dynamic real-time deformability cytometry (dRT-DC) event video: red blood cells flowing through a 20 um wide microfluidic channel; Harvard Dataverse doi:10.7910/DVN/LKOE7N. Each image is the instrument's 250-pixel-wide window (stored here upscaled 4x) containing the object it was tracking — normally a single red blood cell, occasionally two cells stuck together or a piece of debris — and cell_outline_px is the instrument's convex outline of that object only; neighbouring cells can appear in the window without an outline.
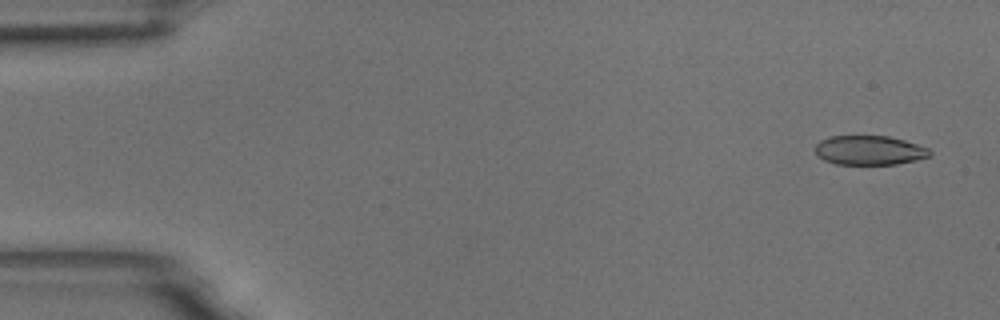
{"species": "common noctule bat (a hibernating species)", "species_latin": "Nyctalus noctula", "temperature_condition": "room temperature", "stored_images_in_passage": 5, "camera_frame_rate_fps": 3000, "um_per_image_px": 0.085, "animal": {"sex": "male", "body_mass_g": 18.8}, "frame": {"image": 1, "passage_image": 1, "time_ms": 0.0, "image_size_px": [1000, 320], "cell_outline_px": [[932, 156], [916, 160], [896, 164], [836, 164], [824, 160], [816, 156], [816, 144], [820, 140], [832, 136], [888, 136], [904, 140], [928, 148], [932, 152]], "centroid_in_image_um": [73.9, 12.78], "position_along_channel_um": 11.1, "area_um2": 19.59}}
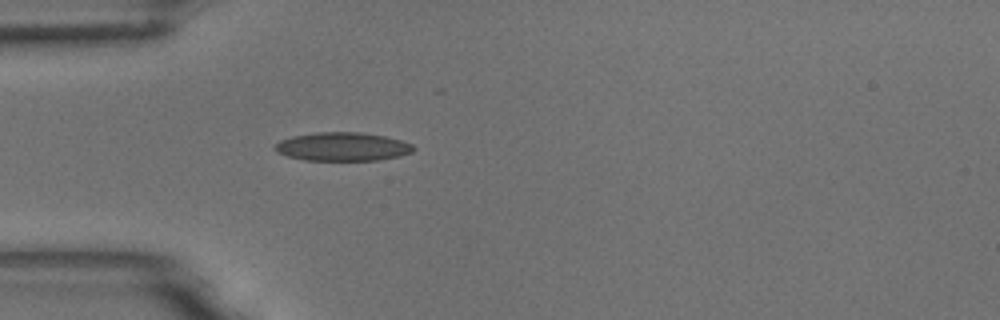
{"frame": {"image": 2, "passage_image": 5, "time_ms": 1.333, "image_size_px": [1000, 320], "cell_outline_px": [[416, 148], [412, 152], [400, 156], [380, 160], [304, 160], [288, 156], [276, 152], [272, 148], [280, 140], [292, 136], [316, 132], [360, 132], [384, 136], [400, 140], [412, 144]], "centroid_in_image_um": [29.1, 12.46], "position_along_channel_um": 55.9, "area_um2": 23.12}}